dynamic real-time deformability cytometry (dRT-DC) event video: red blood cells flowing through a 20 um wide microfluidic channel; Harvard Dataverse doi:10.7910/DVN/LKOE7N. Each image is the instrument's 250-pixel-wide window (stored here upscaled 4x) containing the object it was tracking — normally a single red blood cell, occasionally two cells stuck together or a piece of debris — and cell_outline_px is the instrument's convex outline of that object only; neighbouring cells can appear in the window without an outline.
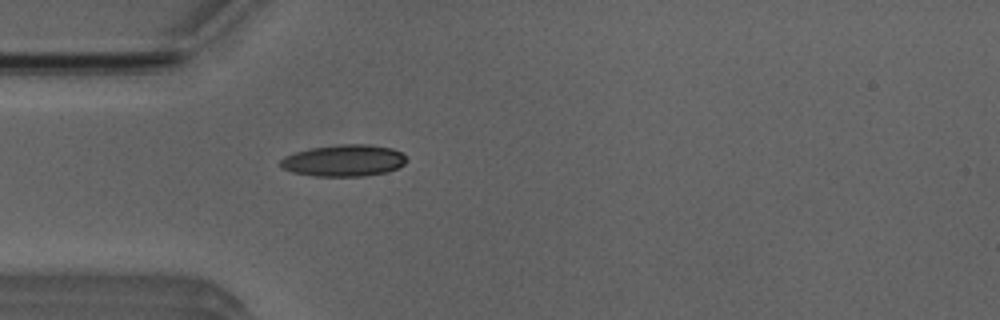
{"species": "Egyptian fruit bat (a non-hibernating species)", "species_latin": "Rousettus aegyptiacus", "temperature_condition": "room temperature", "stored_images_in_passage": 3, "camera_frame_rate_fps": 3000, "um_per_image_px": 0.085, "animal": {"sex": "male"}, "frame": {"image": 1, "passage_image": 3, "time_ms": 2.333, "image_size_px": [1000, 320], "cell_outline_px": [[408, 160], [404, 164], [396, 168], [384, 172], [364, 176], [312, 176], [292, 172], [284, 168], [280, 164], [280, 160], [284, 156], [296, 152], [312, 148], [340, 144], [368, 144], [392, 148], [400, 152]], "centroid_in_image_um": [29.22, 13.64], "position_along_channel_um": 55.8, "area_um2": 23.12}}